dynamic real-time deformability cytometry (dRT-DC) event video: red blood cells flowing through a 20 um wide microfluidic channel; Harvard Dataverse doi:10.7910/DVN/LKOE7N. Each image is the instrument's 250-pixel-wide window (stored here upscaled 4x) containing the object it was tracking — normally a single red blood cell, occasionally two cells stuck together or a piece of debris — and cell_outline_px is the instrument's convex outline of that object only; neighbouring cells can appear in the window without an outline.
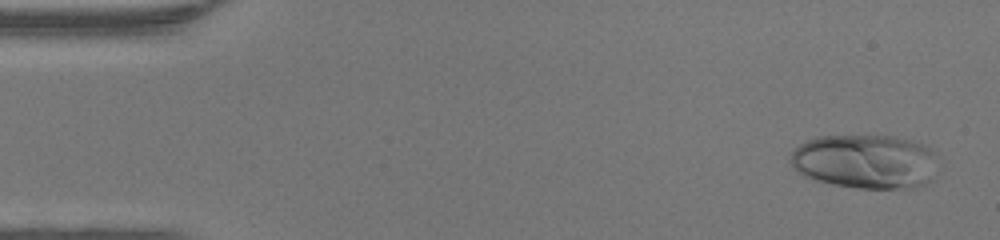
{"species": "human", "species_latin": "Homo sapiens", "temperature_condition": "warm", "stored_images_in_passage": 47, "camera_frame_rate_fps": 3000, "um_per_image_px": 0.085, "donor": {"sex": "female"}, "frame": {"image": 1, "passage_image": 2, "time_ms": 0.333, "image_size_px": [1000, 240], "cell_outline_px": [[936, 156], [932, 180], [916, 188], [856, 188], [832, 184], [816, 180], [804, 176], [796, 172], [792, 168], [788, 160], [792, 148], [816, 136], [896, 136], [912, 140], [924, 144], [932, 148], [936, 152]], "centroid_in_image_um": [73.52, 13.72], "position_along_channel_um": 11.5, "area_um2": 47.34}}
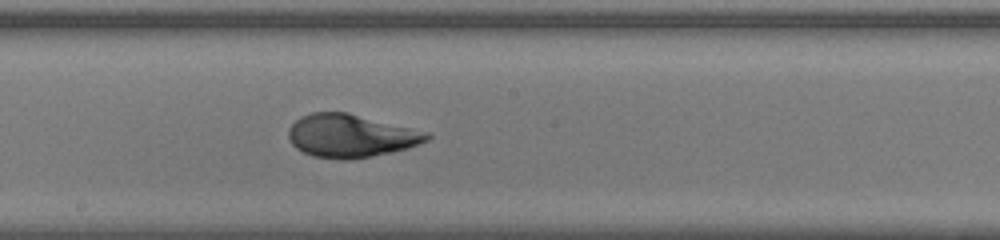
{"frame": {"image": 2, "passage_image": 25, "time_ms": 8.0, "image_size_px": [1000, 240], "cell_outline_px": [[432, 136], [428, 140], [408, 148], [392, 152], [372, 156], [348, 160], [344, 160], [312, 156], [296, 148], [292, 144], [288, 136], [288, 128], [300, 116], [312, 112], [348, 112], [428, 132]], "centroid_in_image_um": [29.8, 11.54], "position_along_channel_um": 218.4, "area_um2": 34.8}}
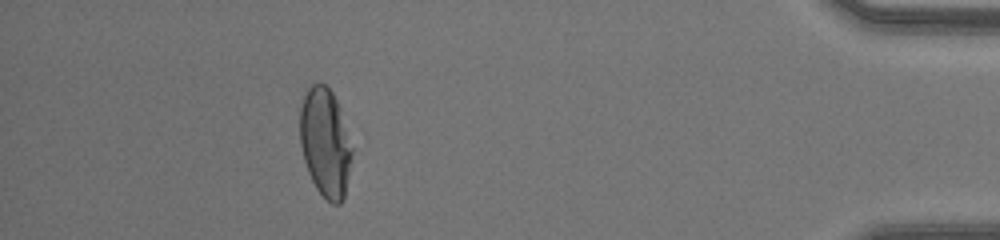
{"frame": {"image": 3, "passage_image": 42, "time_ms": 13.667, "image_size_px": [1000, 240], "cell_outline_px": [[352, 152], [344, 196], [340, 204], [332, 204], [316, 188], [308, 172], [304, 160], [300, 144], [300, 108], [304, 88], [312, 84], [324, 84], [332, 92], [340, 108], [352, 148]], "centroid_in_image_um": [27.61, 12.07], "position_along_channel_um": 407.6, "area_um2": 32.83}, "authors_computed_cell_mechanics": {"area_um2": 35.0846, "velocity_mm_per_s": 4.3522, "shape_relaxation_time_tau1_ms": 4.9639, "shape_relaxation_time_tau2_ms": null, "deformation_change_tau1": 0.2632, "deformation_change_tau2": null}}